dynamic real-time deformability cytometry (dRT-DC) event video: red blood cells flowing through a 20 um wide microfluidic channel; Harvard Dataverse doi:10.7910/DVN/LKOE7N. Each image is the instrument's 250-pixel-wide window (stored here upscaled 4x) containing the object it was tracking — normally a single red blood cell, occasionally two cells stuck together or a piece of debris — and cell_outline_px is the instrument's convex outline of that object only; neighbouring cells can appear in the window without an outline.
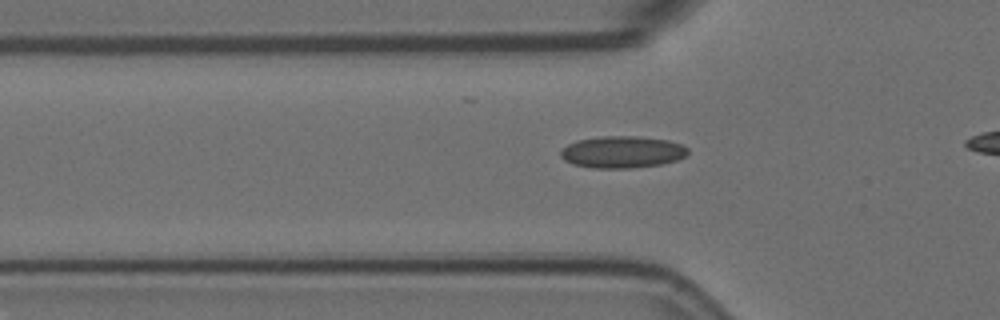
{"species": "Egyptian fruit bat (a non-hibernating species)", "species_latin": "Rousettus aegyptiacus", "temperature_condition": "room temperature", "stored_images_in_passage": 30, "camera_frame_rate_fps": 3000, "um_per_image_px": 0.085, "animal": {"sex": "female"}, "frame": {"image": 1, "passage_image": 2, "time_ms": 0.333, "image_size_px": [1000, 320], "cell_outline_px": [[688, 152], [684, 156], [676, 160], [660, 164], [632, 168], [592, 168], [572, 164], [564, 160], [560, 156], [560, 152], [568, 144], [576, 140], [604, 136], [636, 136], [668, 140], [680, 144], [688, 148]], "centroid_in_image_um": [52.86, 12.92], "position_along_channel_um": 72.9, "area_um2": 23.58}}
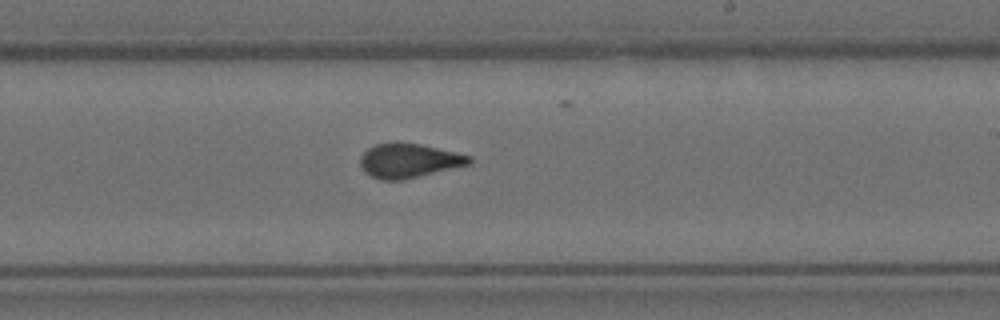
{"frame": {"image": 2, "passage_image": 17, "time_ms": 5.333, "image_size_px": [1000, 320], "cell_outline_px": [[472, 164], [404, 180], [380, 180], [364, 172], [360, 164], [360, 156], [368, 148], [376, 144], [420, 144], [472, 156]], "centroid_in_image_um": [34.78, 13.69], "position_along_channel_um": 254.2, "area_um2": 21.56}}
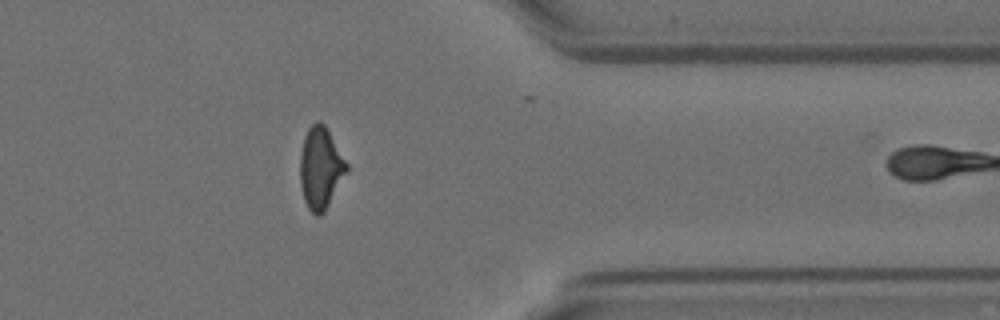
{"frame": {"image": 3, "passage_image": 29, "time_ms": 9.333, "image_size_px": [1000, 320], "cell_outline_px": [[348, 172], [324, 212], [320, 216], [316, 216], [308, 208], [304, 200], [300, 184], [300, 156], [304, 136], [308, 128], [316, 120], [320, 120], [324, 124], [348, 164]], "centroid_in_image_um": [27.25, 14.28], "position_along_channel_um": 384.2, "area_um2": 22.25}}